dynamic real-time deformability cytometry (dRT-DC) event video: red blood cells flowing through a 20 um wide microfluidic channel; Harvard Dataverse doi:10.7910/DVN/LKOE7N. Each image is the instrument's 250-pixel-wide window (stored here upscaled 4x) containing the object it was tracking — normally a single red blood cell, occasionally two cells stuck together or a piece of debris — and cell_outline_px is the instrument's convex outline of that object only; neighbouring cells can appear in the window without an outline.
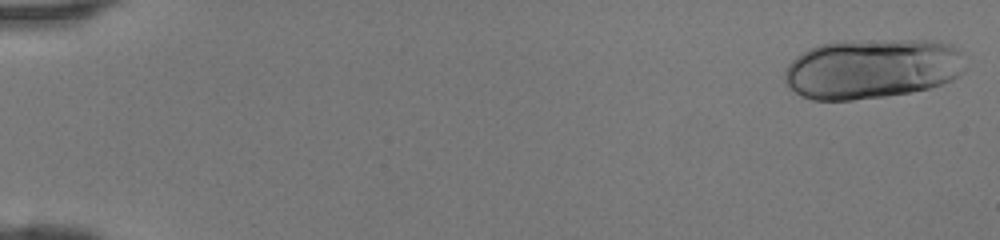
{"species": "human", "species_latin": "Homo sapiens", "temperature_condition": "room temperature", "stored_images_in_passage": 10, "camera_frame_rate_fps": 3000, "um_per_image_px": 0.085, "donor": {"sex": "female"}, "frame": {"image": 1, "passage_image": 1, "time_ms": 0.0, "image_size_px": [1000, 240], "cell_outline_px": [[964, 68], [952, 80], [928, 88], [908, 92], [884, 96], [852, 100], [812, 100], [800, 96], [784, 80], [784, 72], [788, 64], [796, 56], [808, 48], [820, 44], [836, 40], [932, 40], [952, 44], [956, 48]], "centroid_in_image_um": [74.05, 5.82], "position_along_channel_um": 10.9, "area_um2": 63.23}}